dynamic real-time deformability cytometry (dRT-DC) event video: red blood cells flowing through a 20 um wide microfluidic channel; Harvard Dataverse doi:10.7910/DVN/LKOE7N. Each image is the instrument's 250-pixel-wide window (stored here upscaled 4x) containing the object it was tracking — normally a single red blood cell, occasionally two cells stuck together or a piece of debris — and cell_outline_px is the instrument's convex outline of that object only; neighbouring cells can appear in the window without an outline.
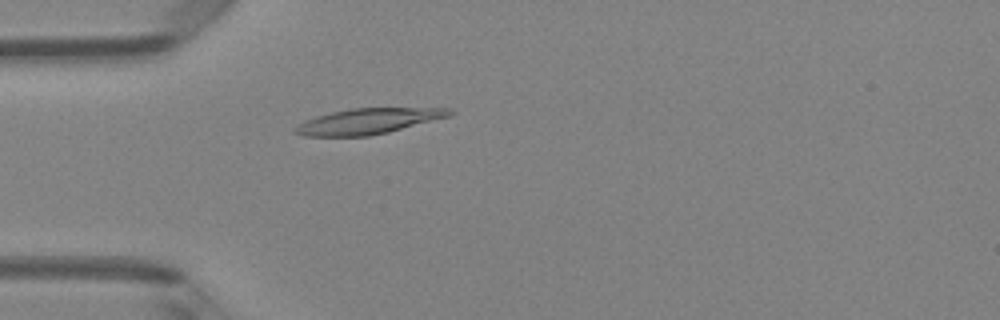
{"species": "Egyptian fruit bat (a non-hibernating species)", "species_latin": "Rousettus aegyptiacus", "temperature_condition": "room temperature", "stored_images_in_passage": 4, "camera_frame_rate_fps": 3000, "um_per_image_px": 0.085, "animal": {"sex": "female"}, "frame": {"image": 1, "passage_image": 4, "time_ms": 1.0, "image_size_px": [1000, 320], "cell_outline_px": [[456, 112], [448, 116], [388, 132], [368, 136], [304, 136], [296, 132], [296, 128], [304, 120], [316, 116], [332, 112], [352, 108], [448, 108]], "centroid_in_image_um": [31.3, 10.29], "position_along_channel_um": 53.7, "area_um2": 22.6}}